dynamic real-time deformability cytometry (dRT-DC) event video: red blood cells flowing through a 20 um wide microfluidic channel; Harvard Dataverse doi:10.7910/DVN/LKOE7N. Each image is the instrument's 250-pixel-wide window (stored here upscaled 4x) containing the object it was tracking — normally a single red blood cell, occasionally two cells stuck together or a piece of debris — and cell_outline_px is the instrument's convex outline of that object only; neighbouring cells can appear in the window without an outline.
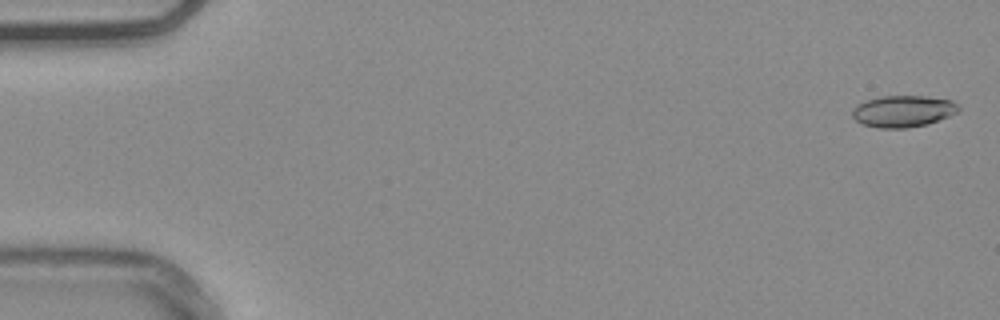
{"species": "common noctule bat (a hibernating species)", "species_latin": "Nyctalus noctula", "temperature_condition": "warm", "stored_images_in_passage": 16, "camera_frame_rate_fps": 3000, "um_per_image_px": 0.085, "animal": {"sex": "male", "body_mass_g": 20.4}, "frame": {"image": 1, "passage_image": 2, "time_ms": 0.333, "image_size_px": [1000, 320], "cell_outline_px": [[960, 112], [928, 124], [908, 128], [876, 128], [864, 124], [856, 120], [852, 116], [852, 108], [856, 104], [880, 96], [924, 96], [952, 100], [960, 108]], "centroid_in_image_um": [76.77, 9.46], "position_along_channel_um": 8.2, "area_um2": 19.71}}
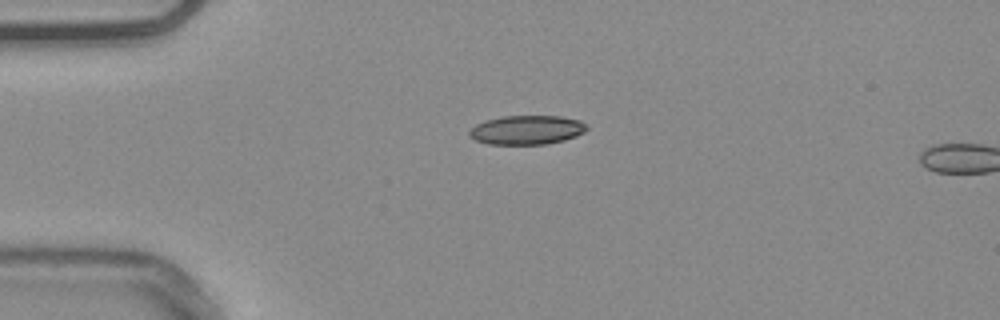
{"frame": {"image": 2, "passage_image": 14, "time_ms": 4.333, "image_size_px": [1000, 320], "cell_outline_px": [[588, 128], [584, 132], [576, 136], [564, 140], [548, 144], [488, 144], [476, 140], [468, 136], [468, 132], [476, 124], [484, 120], [500, 116], [560, 116], [580, 120], [588, 124]], "centroid_in_image_um": [44.78, 11.04], "position_along_channel_um": 40.2, "area_um2": 20.11}}